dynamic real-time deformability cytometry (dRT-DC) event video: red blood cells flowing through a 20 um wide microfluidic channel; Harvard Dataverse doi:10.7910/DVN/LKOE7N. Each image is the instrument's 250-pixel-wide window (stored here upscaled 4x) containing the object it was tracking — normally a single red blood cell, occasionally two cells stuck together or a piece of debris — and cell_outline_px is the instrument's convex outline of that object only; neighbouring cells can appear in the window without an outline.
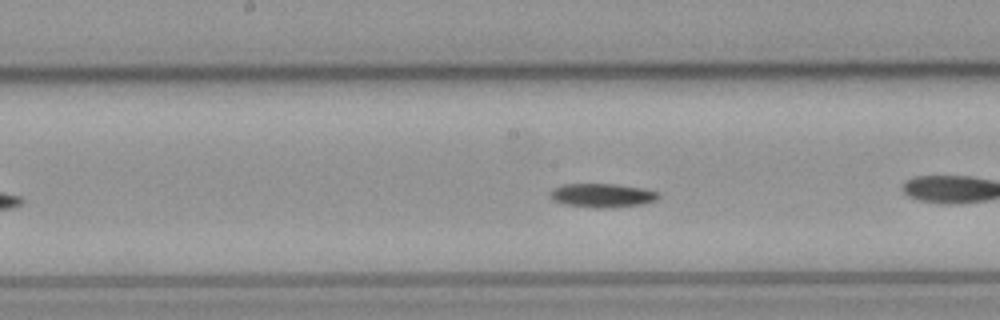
{"species": "common noctule bat (a hibernating species)", "species_latin": "Nyctalus noctula", "temperature_condition": "cold", "stored_images_in_passage": 39, "camera_frame_rate_fps": 3000, "um_per_image_px": 0.085, "animal": {"sex": "male", "body_mass_g": 23.1, "forearm_length_mm": 52.7}, "frame": {"image": 1, "passage_image": 12, "time_ms": 3.667, "image_size_px": [1000, 320], "cell_outline_px": [[660, 196], [656, 200], [644, 204], [604, 208], [592, 208], [564, 204], [552, 200], [552, 188], [564, 184], [612, 184], [640, 188], [656, 192]], "centroid_in_image_um": [51.17, 16.62], "position_along_channel_um": 197.0, "area_um2": 14.85}, "authors_computed_cell_mechanics": {"area_um2": 14.6234, "velocity_mm_per_s": 3.7714, "shape_relaxation_time_tau1_ms": 2.4884, "shape_relaxation_time_tau2_ms": null, "deformation_change_tau1": 0.0842, "deformation_change_tau2": null}}